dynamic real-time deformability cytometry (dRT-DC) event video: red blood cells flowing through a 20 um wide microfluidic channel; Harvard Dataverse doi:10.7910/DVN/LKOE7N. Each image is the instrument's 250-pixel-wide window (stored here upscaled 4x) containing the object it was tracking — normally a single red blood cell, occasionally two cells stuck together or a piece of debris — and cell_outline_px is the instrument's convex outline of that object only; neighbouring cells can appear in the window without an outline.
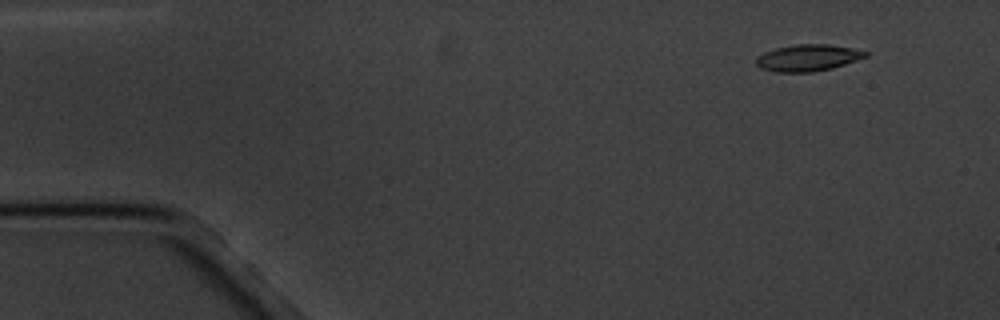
{"species": "common noctule bat (a hibernating species)", "species_latin": "Nyctalus noctula", "temperature_condition": "cold", "stored_images_in_passage": 4, "segment_of_instrument_passage": [2, 2], "camera_frame_rate_fps": 3000, "um_per_image_px": 0.085, "animal": {"sex": "male", "body_mass_g": 20.1, "forearm_length_mm": 53.5}, "frame": {"image": 1, "passage_image": 4, "time_ms": 3.667, "image_size_px": [1000, 320], "cell_outline_px": [[868, 56], [832, 68], [812, 72], [776, 72], [760, 68], [756, 64], [756, 56], [764, 52], [776, 48], [796, 44], [828, 44], [852, 48], [868, 52]], "centroid_in_image_um": [68.64, 4.91], "position_along_channel_um": 16.4, "area_um2": 16.94}}